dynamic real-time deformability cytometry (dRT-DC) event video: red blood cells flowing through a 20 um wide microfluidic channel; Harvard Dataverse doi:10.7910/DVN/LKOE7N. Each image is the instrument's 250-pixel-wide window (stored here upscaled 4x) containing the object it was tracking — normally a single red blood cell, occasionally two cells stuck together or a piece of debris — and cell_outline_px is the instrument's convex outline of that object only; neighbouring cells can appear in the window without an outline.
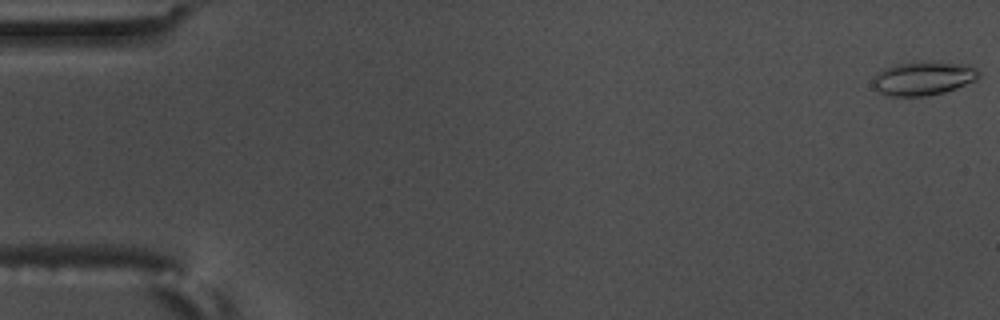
{"species": "common noctule bat (a hibernating species)", "species_latin": "Nyctalus noctula", "temperature_condition": "warm", "stored_images_in_passage": 18, "camera_frame_rate_fps": 3000, "um_per_image_px": 0.085, "animal": {"sex": "male", "body_mass_g": 17.5, "forearm_length_mm": 52.3}, "frame": {"image": 1, "passage_image": 1, "time_ms": 0.0, "image_size_px": [1000, 320], "cell_outline_px": [[980, 76], [976, 80], [956, 88], [944, 92], [924, 96], [884, 96], [872, 84], [872, 76], [876, 72], [884, 68], [896, 64], [960, 64], [976, 68], [980, 72]], "centroid_in_image_um": [78.41, 6.71], "position_along_channel_um": 6.6, "area_um2": 20.17}}